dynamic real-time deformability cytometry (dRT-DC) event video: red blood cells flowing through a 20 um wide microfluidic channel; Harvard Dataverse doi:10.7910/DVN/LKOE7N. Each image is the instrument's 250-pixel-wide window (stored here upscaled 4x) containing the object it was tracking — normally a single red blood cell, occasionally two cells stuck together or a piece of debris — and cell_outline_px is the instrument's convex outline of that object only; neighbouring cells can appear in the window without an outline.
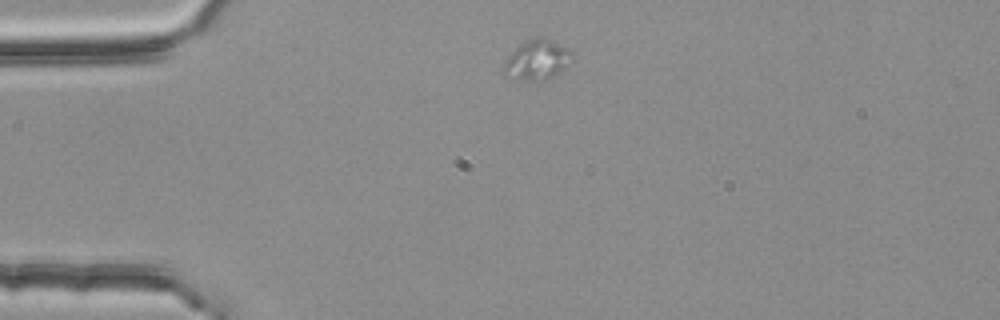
{"species": "common noctule bat (a hibernating species)", "species_latin": "Nyctalus noctula", "temperature_condition": "room temperature", "stored_images_in_passage": 2, "camera_frame_rate_fps": 3000, "um_per_image_px": 0.085, "animal": {"sex": "female", "body_mass_g": 25.1}, "frame": {"image": 1, "passage_image": 1, "time_ms": 0.0, "image_size_px": [1000, 320], "cell_outline_px": [[572, 56], [564, 68], [560, 72], [544, 80], [512, 80], [504, 76], [500, 72], [504, 60], [520, 44], [536, 36], [544, 36], [568, 48], [572, 52]], "centroid_in_image_um": [45.57, 5.1], "position_along_channel_um": 39.4, "area_um2": 16.18}}